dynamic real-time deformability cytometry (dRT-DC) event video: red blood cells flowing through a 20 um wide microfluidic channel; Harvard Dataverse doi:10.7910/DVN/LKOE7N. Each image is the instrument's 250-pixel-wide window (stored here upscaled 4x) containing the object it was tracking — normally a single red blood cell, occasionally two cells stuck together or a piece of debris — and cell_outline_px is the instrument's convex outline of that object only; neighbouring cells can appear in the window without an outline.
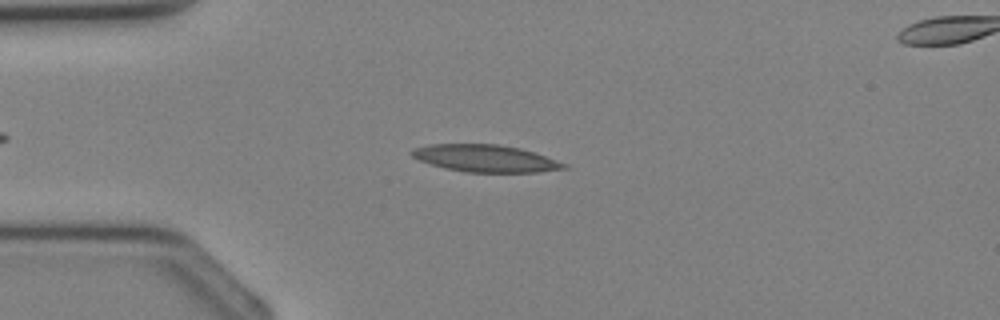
{"species": "Egyptian fruit bat (a non-hibernating species)", "species_latin": "Rousettus aegyptiacus", "temperature_condition": "cold", "stored_images_in_passage": 31, "segment_of_instrument_passage": [1, 2], "camera_frame_rate_fps": 3000, "um_per_image_px": 0.085, "animal": {"sex": "female"}, "frame": {"image": 1, "passage_image": 3, "time_ms": 0.667, "image_size_px": [1000, 320], "cell_outline_px": [[568, 168], [540, 172], [464, 172], [444, 168], [420, 160], [412, 156], [408, 152], [412, 148], [428, 144], [500, 144], [520, 148], [568, 164]], "centroid_in_image_um": [41.23, 13.46], "position_along_channel_um": 43.8, "area_um2": 24.1}}
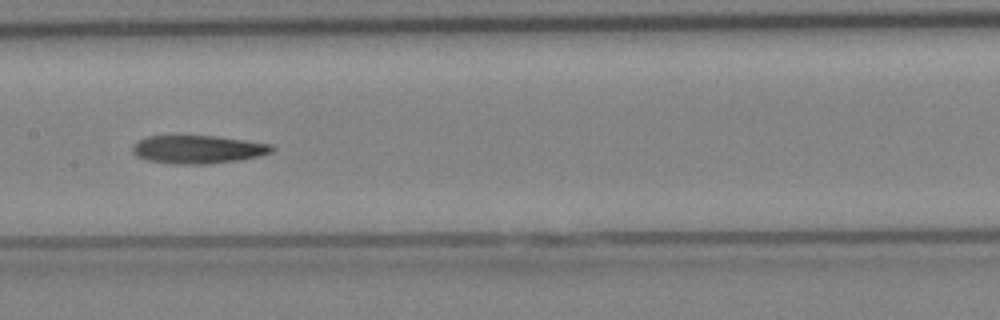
{"frame": {"image": 2, "passage_image": 12, "time_ms": 3.667, "image_size_px": [1000, 320], "cell_outline_px": [[276, 148], [272, 152], [256, 156], [236, 160], [208, 164], [172, 164], [148, 160], [136, 156], [132, 152], [132, 144], [136, 140], [148, 136], [216, 136], [272, 144]], "centroid_in_image_um": [16.77, 12.69], "position_along_channel_um": 190.6, "area_um2": 22.89}}
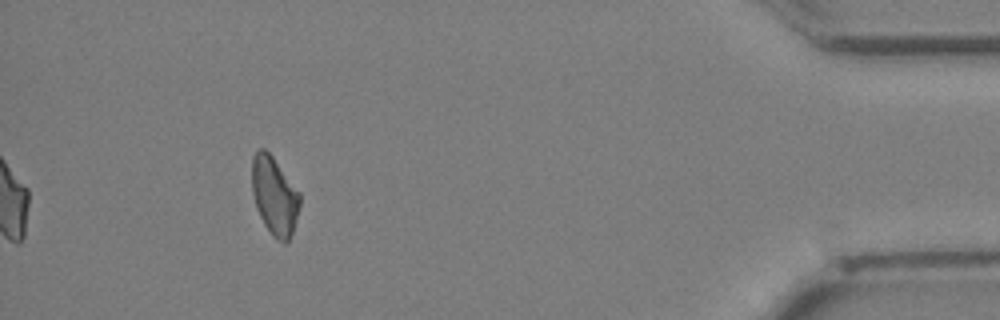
{"frame": {"image": 3, "passage_image": 27, "time_ms": 8.667, "image_size_px": [1000, 320], "cell_outline_px": [[300, 204], [292, 232], [288, 240], [284, 244], [264, 224], [260, 216], [252, 192], [252, 156], [260, 148], [264, 148], [272, 156], [300, 192]], "centroid_in_image_um": [23.33, 16.59], "position_along_channel_um": 411.9, "area_um2": 21.33}}